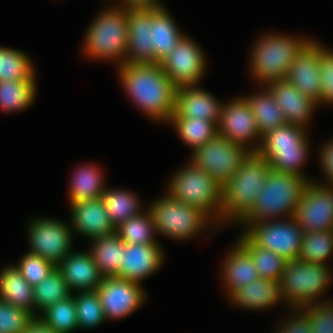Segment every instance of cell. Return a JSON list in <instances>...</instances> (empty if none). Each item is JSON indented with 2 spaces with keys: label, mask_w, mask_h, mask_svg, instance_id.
Segmentation results:
<instances>
[{
  "label": "cell",
  "mask_w": 333,
  "mask_h": 333,
  "mask_svg": "<svg viewBox=\"0 0 333 333\" xmlns=\"http://www.w3.org/2000/svg\"><path fill=\"white\" fill-rule=\"evenodd\" d=\"M123 89L150 119L169 122L175 111L176 87L158 64H129L117 67Z\"/></svg>",
  "instance_id": "obj_1"
},
{
  "label": "cell",
  "mask_w": 333,
  "mask_h": 333,
  "mask_svg": "<svg viewBox=\"0 0 333 333\" xmlns=\"http://www.w3.org/2000/svg\"><path fill=\"white\" fill-rule=\"evenodd\" d=\"M308 183L305 177L270 169L255 204L240 221L243 229L253 223L272 221L284 214L286 219L293 218Z\"/></svg>",
  "instance_id": "obj_2"
},
{
  "label": "cell",
  "mask_w": 333,
  "mask_h": 333,
  "mask_svg": "<svg viewBox=\"0 0 333 333\" xmlns=\"http://www.w3.org/2000/svg\"><path fill=\"white\" fill-rule=\"evenodd\" d=\"M271 167L257 152H250L222 188V222H240L252 209Z\"/></svg>",
  "instance_id": "obj_3"
},
{
  "label": "cell",
  "mask_w": 333,
  "mask_h": 333,
  "mask_svg": "<svg viewBox=\"0 0 333 333\" xmlns=\"http://www.w3.org/2000/svg\"><path fill=\"white\" fill-rule=\"evenodd\" d=\"M84 54L90 59L117 60L121 66L128 47L127 9L117 6L103 10L88 26Z\"/></svg>",
  "instance_id": "obj_4"
},
{
  "label": "cell",
  "mask_w": 333,
  "mask_h": 333,
  "mask_svg": "<svg viewBox=\"0 0 333 333\" xmlns=\"http://www.w3.org/2000/svg\"><path fill=\"white\" fill-rule=\"evenodd\" d=\"M309 40L281 33L264 35L250 53L252 76L263 86L285 80L296 54Z\"/></svg>",
  "instance_id": "obj_5"
},
{
  "label": "cell",
  "mask_w": 333,
  "mask_h": 333,
  "mask_svg": "<svg viewBox=\"0 0 333 333\" xmlns=\"http://www.w3.org/2000/svg\"><path fill=\"white\" fill-rule=\"evenodd\" d=\"M167 194L180 202L203 210L216 225L222 219V188L215 179L191 161L174 173Z\"/></svg>",
  "instance_id": "obj_6"
},
{
  "label": "cell",
  "mask_w": 333,
  "mask_h": 333,
  "mask_svg": "<svg viewBox=\"0 0 333 333\" xmlns=\"http://www.w3.org/2000/svg\"><path fill=\"white\" fill-rule=\"evenodd\" d=\"M307 130L291 124H284L262 135L257 153L269 163L271 169L307 178L302 173L309 151Z\"/></svg>",
  "instance_id": "obj_7"
},
{
  "label": "cell",
  "mask_w": 333,
  "mask_h": 333,
  "mask_svg": "<svg viewBox=\"0 0 333 333\" xmlns=\"http://www.w3.org/2000/svg\"><path fill=\"white\" fill-rule=\"evenodd\" d=\"M327 264H315L300 259L288 261L279 280L281 298L294 308H301L319 299L332 282Z\"/></svg>",
  "instance_id": "obj_8"
},
{
  "label": "cell",
  "mask_w": 333,
  "mask_h": 333,
  "mask_svg": "<svg viewBox=\"0 0 333 333\" xmlns=\"http://www.w3.org/2000/svg\"><path fill=\"white\" fill-rule=\"evenodd\" d=\"M148 210L153 216L156 234L174 240L190 239L211 224L217 226L203 210L186 205L167 193L150 204Z\"/></svg>",
  "instance_id": "obj_9"
},
{
  "label": "cell",
  "mask_w": 333,
  "mask_h": 333,
  "mask_svg": "<svg viewBox=\"0 0 333 333\" xmlns=\"http://www.w3.org/2000/svg\"><path fill=\"white\" fill-rule=\"evenodd\" d=\"M249 153L245 147L216 134L191 153V162L211 175L223 188Z\"/></svg>",
  "instance_id": "obj_10"
},
{
  "label": "cell",
  "mask_w": 333,
  "mask_h": 333,
  "mask_svg": "<svg viewBox=\"0 0 333 333\" xmlns=\"http://www.w3.org/2000/svg\"><path fill=\"white\" fill-rule=\"evenodd\" d=\"M245 234L259 247L273 251L287 261L298 259L303 239V230L295 218L262 221L250 224Z\"/></svg>",
  "instance_id": "obj_11"
},
{
  "label": "cell",
  "mask_w": 333,
  "mask_h": 333,
  "mask_svg": "<svg viewBox=\"0 0 333 333\" xmlns=\"http://www.w3.org/2000/svg\"><path fill=\"white\" fill-rule=\"evenodd\" d=\"M39 218L32 219L28 225L29 252L57 267L72 250V226L48 217Z\"/></svg>",
  "instance_id": "obj_12"
},
{
  "label": "cell",
  "mask_w": 333,
  "mask_h": 333,
  "mask_svg": "<svg viewBox=\"0 0 333 333\" xmlns=\"http://www.w3.org/2000/svg\"><path fill=\"white\" fill-rule=\"evenodd\" d=\"M294 218L304 233L333 230V185L309 181Z\"/></svg>",
  "instance_id": "obj_13"
},
{
  "label": "cell",
  "mask_w": 333,
  "mask_h": 333,
  "mask_svg": "<svg viewBox=\"0 0 333 333\" xmlns=\"http://www.w3.org/2000/svg\"><path fill=\"white\" fill-rule=\"evenodd\" d=\"M205 58L198 44L183 35L160 65L176 88L197 86L205 74Z\"/></svg>",
  "instance_id": "obj_14"
},
{
  "label": "cell",
  "mask_w": 333,
  "mask_h": 333,
  "mask_svg": "<svg viewBox=\"0 0 333 333\" xmlns=\"http://www.w3.org/2000/svg\"><path fill=\"white\" fill-rule=\"evenodd\" d=\"M218 134L245 147L250 152H257L260 144L255 142L258 140V143H261L262 135L258 130L252 108L245 97H238L223 104ZM253 141L256 145H252Z\"/></svg>",
  "instance_id": "obj_15"
},
{
  "label": "cell",
  "mask_w": 333,
  "mask_h": 333,
  "mask_svg": "<svg viewBox=\"0 0 333 333\" xmlns=\"http://www.w3.org/2000/svg\"><path fill=\"white\" fill-rule=\"evenodd\" d=\"M105 319H122L139 309L146 300L141 283L118 277H103L96 289Z\"/></svg>",
  "instance_id": "obj_16"
},
{
  "label": "cell",
  "mask_w": 333,
  "mask_h": 333,
  "mask_svg": "<svg viewBox=\"0 0 333 333\" xmlns=\"http://www.w3.org/2000/svg\"><path fill=\"white\" fill-rule=\"evenodd\" d=\"M157 9H127L128 47L125 63L156 64L152 14Z\"/></svg>",
  "instance_id": "obj_17"
},
{
  "label": "cell",
  "mask_w": 333,
  "mask_h": 333,
  "mask_svg": "<svg viewBox=\"0 0 333 333\" xmlns=\"http://www.w3.org/2000/svg\"><path fill=\"white\" fill-rule=\"evenodd\" d=\"M319 43L309 40L296 54L286 77L304 96L317 104L320 100L321 75Z\"/></svg>",
  "instance_id": "obj_18"
},
{
  "label": "cell",
  "mask_w": 333,
  "mask_h": 333,
  "mask_svg": "<svg viewBox=\"0 0 333 333\" xmlns=\"http://www.w3.org/2000/svg\"><path fill=\"white\" fill-rule=\"evenodd\" d=\"M71 229L92 240L115 233L108 212L101 197L70 204Z\"/></svg>",
  "instance_id": "obj_19"
},
{
  "label": "cell",
  "mask_w": 333,
  "mask_h": 333,
  "mask_svg": "<svg viewBox=\"0 0 333 333\" xmlns=\"http://www.w3.org/2000/svg\"><path fill=\"white\" fill-rule=\"evenodd\" d=\"M163 258L160 244H125L121 268L116 277L141 283L160 270Z\"/></svg>",
  "instance_id": "obj_20"
},
{
  "label": "cell",
  "mask_w": 333,
  "mask_h": 333,
  "mask_svg": "<svg viewBox=\"0 0 333 333\" xmlns=\"http://www.w3.org/2000/svg\"><path fill=\"white\" fill-rule=\"evenodd\" d=\"M199 86H182L176 89L175 111L172 117L201 118L220 121L223 104Z\"/></svg>",
  "instance_id": "obj_21"
},
{
  "label": "cell",
  "mask_w": 333,
  "mask_h": 333,
  "mask_svg": "<svg viewBox=\"0 0 333 333\" xmlns=\"http://www.w3.org/2000/svg\"><path fill=\"white\" fill-rule=\"evenodd\" d=\"M275 101L282 109L287 124L306 129L317 103L304 96L294 85L286 79L271 82L267 85Z\"/></svg>",
  "instance_id": "obj_22"
},
{
  "label": "cell",
  "mask_w": 333,
  "mask_h": 333,
  "mask_svg": "<svg viewBox=\"0 0 333 333\" xmlns=\"http://www.w3.org/2000/svg\"><path fill=\"white\" fill-rule=\"evenodd\" d=\"M57 268L62 272L70 291L96 290L102 283L101 275L90 251L68 253Z\"/></svg>",
  "instance_id": "obj_23"
},
{
  "label": "cell",
  "mask_w": 333,
  "mask_h": 333,
  "mask_svg": "<svg viewBox=\"0 0 333 333\" xmlns=\"http://www.w3.org/2000/svg\"><path fill=\"white\" fill-rule=\"evenodd\" d=\"M222 269V280L229 297L233 292L259 279L251 255L236 241L226 256Z\"/></svg>",
  "instance_id": "obj_24"
},
{
  "label": "cell",
  "mask_w": 333,
  "mask_h": 333,
  "mask_svg": "<svg viewBox=\"0 0 333 333\" xmlns=\"http://www.w3.org/2000/svg\"><path fill=\"white\" fill-rule=\"evenodd\" d=\"M232 304L251 310L270 308L282 302L279 281L259 278L233 292L229 298Z\"/></svg>",
  "instance_id": "obj_25"
},
{
  "label": "cell",
  "mask_w": 333,
  "mask_h": 333,
  "mask_svg": "<svg viewBox=\"0 0 333 333\" xmlns=\"http://www.w3.org/2000/svg\"><path fill=\"white\" fill-rule=\"evenodd\" d=\"M0 300L24 309L35 317L33 287L14 265L0 271Z\"/></svg>",
  "instance_id": "obj_26"
},
{
  "label": "cell",
  "mask_w": 333,
  "mask_h": 333,
  "mask_svg": "<svg viewBox=\"0 0 333 333\" xmlns=\"http://www.w3.org/2000/svg\"><path fill=\"white\" fill-rule=\"evenodd\" d=\"M89 249L95 264L103 277H115L121 268L125 243L116 233L91 240Z\"/></svg>",
  "instance_id": "obj_27"
},
{
  "label": "cell",
  "mask_w": 333,
  "mask_h": 333,
  "mask_svg": "<svg viewBox=\"0 0 333 333\" xmlns=\"http://www.w3.org/2000/svg\"><path fill=\"white\" fill-rule=\"evenodd\" d=\"M153 48L156 64L160 63L182 38L181 30L166 7L157 9L152 14Z\"/></svg>",
  "instance_id": "obj_28"
},
{
  "label": "cell",
  "mask_w": 333,
  "mask_h": 333,
  "mask_svg": "<svg viewBox=\"0 0 333 333\" xmlns=\"http://www.w3.org/2000/svg\"><path fill=\"white\" fill-rule=\"evenodd\" d=\"M245 98L252 108L261 135L286 124L283 111L267 86H264L262 92L259 91L256 95L245 96Z\"/></svg>",
  "instance_id": "obj_29"
},
{
  "label": "cell",
  "mask_w": 333,
  "mask_h": 333,
  "mask_svg": "<svg viewBox=\"0 0 333 333\" xmlns=\"http://www.w3.org/2000/svg\"><path fill=\"white\" fill-rule=\"evenodd\" d=\"M99 167L86 164L74 171L68 192L70 204L79 201L96 199L106 190Z\"/></svg>",
  "instance_id": "obj_30"
},
{
  "label": "cell",
  "mask_w": 333,
  "mask_h": 333,
  "mask_svg": "<svg viewBox=\"0 0 333 333\" xmlns=\"http://www.w3.org/2000/svg\"><path fill=\"white\" fill-rule=\"evenodd\" d=\"M237 242L251 255L260 278L280 280L288 262L284 257L259 247L244 232Z\"/></svg>",
  "instance_id": "obj_31"
},
{
  "label": "cell",
  "mask_w": 333,
  "mask_h": 333,
  "mask_svg": "<svg viewBox=\"0 0 333 333\" xmlns=\"http://www.w3.org/2000/svg\"><path fill=\"white\" fill-rule=\"evenodd\" d=\"M36 82V79L0 81V109L15 112L29 108L36 96Z\"/></svg>",
  "instance_id": "obj_32"
},
{
  "label": "cell",
  "mask_w": 333,
  "mask_h": 333,
  "mask_svg": "<svg viewBox=\"0 0 333 333\" xmlns=\"http://www.w3.org/2000/svg\"><path fill=\"white\" fill-rule=\"evenodd\" d=\"M101 198L115 228L143 212L140 209L138 197L130 191L106 188Z\"/></svg>",
  "instance_id": "obj_33"
},
{
  "label": "cell",
  "mask_w": 333,
  "mask_h": 333,
  "mask_svg": "<svg viewBox=\"0 0 333 333\" xmlns=\"http://www.w3.org/2000/svg\"><path fill=\"white\" fill-rule=\"evenodd\" d=\"M168 123L175 127L179 137L193 151L218 134V126L213 121L201 118L171 117Z\"/></svg>",
  "instance_id": "obj_34"
},
{
  "label": "cell",
  "mask_w": 333,
  "mask_h": 333,
  "mask_svg": "<svg viewBox=\"0 0 333 333\" xmlns=\"http://www.w3.org/2000/svg\"><path fill=\"white\" fill-rule=\"evenodd\" d=\"M35 317L54 303L66 299L73 293L70 291L62 272L56 267L42 282L33 287Z\"/></svg>",
  "instance_id": "obj_35"
},
{
  "label": "cell",
  "mask_w": 333,
  "mask_h": 333,
  "mask_svg": "<svg viewBox=\"0 0 333 333\" xmlns=\"http://www.w3.org/2000/svg\"><path fill=\"white\" fill-rule=\"evenodd\" d=\"M115 233L125 244H159L154 238L155 224L149 210L121 223Z\"/></svg>",
  "instance_id": "obj_36"
},
{
  "label": "cell",
  "mask_w": 333,
  "mask_h": 333,
  "mask_svg": "<svg viewBox=\"0 0 333 333\" xmlns=\"http://www.w3.org/2000/svg\"><path fill=\"white\" fill-rule=\"evenodd\" d=\"M35 69L23 51L0 47V81L35 80Z\"/></svg>",
  "instance_id": "obj_37"
},
{
  "label": "cell",
  "mask_w": 333,
  "mask_h": 333,
  "mask_svg": "<svg viewBox=\"0 0 333 333\" xmlns=\"http://www.w3.org/2000/svg\"><path fill=\"white\" fill-rule=\"evenodd\" d=\"M333 255V230L311 231L303 234L298 259L315 264H326Z\"/></svg>",
  "instance_id": "obj_38"
},
{
  "label": "cell",
  "mask_w": 333,
  "mask_h": 333,
  "mask_svg": "<svg viewBox=\"0 0 333 333\" xmlns=\"http://www.w3.org/2000/svg\"><path fill=\"white\" fill-rule=\"evenodd\" d=\"M76 303L73 294L42 312L39 317L56 333H71L78 329Z\"/></svg>",
  "instance_id": "obj_39"
},
{
  "label": "cell",
  "mask_w": 333,
  "mask_h": 333,
  "mask_svg": "<svg viewBox=\"0 0 333 333\" xmlns=\"http://www.w3.org/2000/svg\"><path fill=\"white\" fill-rule=\"evenodd\" d=\"M78 328L92 329L106 321L96 290L78 291L74 295Z\"/></svg>",
  "instance_id": "obj_40"
},
{
  "label": "cell",
  "mask_w": 333,
  "mask_h": 333,
  "mask_svg": "<svg viewBox=\"0 0 333 333\" xmlns=\"http://www.w3.org/2000/svg\"><path fill=\"white\" fill-rule=\"evenodd\" d=\"M20 260L18 265L14 266L32 287L42 282L56 268L54 264L43 257L30 252L26 253Z\"/></svg>",
  "instance_id": "obj_41"
},
{
  "label": "cell",
  "mask_w": 333,
  "mask_h": 333,
  "mask_svg": "<svg viewBox=\"0 0 333 333\" xmlns=\"http://www.w3.org/2000/svg\"><path fill=\"white\" fill-rule=\"evenodd\" d=\"M32 318L28 311L0 300V333H23Z\"/></svg>",
  "instance_id": "obj_42"
},
{
  "label": "cell",
  "mask_w": 333,
  "mask_h": 333,
  "mask_svg": "<svg viewBox=\"0 0 333 333\" xmlns=\"http://www.w3.org/2000/svg\"><path fill=\"white\" fill-rule=\"evenodd\" d=\"M333 300H321L303 306L308 313L312 333H333Z\"/></svg>",
  "instance_id": "obj_43"
},
{
  "label": "cell",
  "mask_w": 333,
  "mask_h": 333,
  "mask_svg": "<svg viewBox=\"0 0 333 333\" xmlns=\"http://www.w3.org/2000/svg\"><path fill=\"white\" fill-rule=\"evenodd\" d=\"M319 61L321 75L320 104H333V51L319 43Z\"/></svg>",
  "instance_id": "obj_44"
},
{
  "label": "cell",
  "mask_w": 333,
  "mask_h": 333,
  "mask_svg": "<svg viewBox=\"0 0 333 333\" xmlns=\"http://www.w3.org/2000/svg\"><path fill=\"white\" fill-rule=\"evenodd\" d=\"M298 312L293 318H288L283 323H280L275 333H312L311 323L308 319V313L301 307L295 308Z\"/></svg>",
  "instance_id": "obj_45"
},
{
  "label": "cell",
  "mask_w": 333,
  "mask_h": 333,
  "mask_svg": "<svg viewBox=\"0 0 333 333\" xmlns=\"http://www.w3.org/2000/svg\"><path fill=\"white\" fill-rule=\"evenodd\" d=\"M320 151V166L326 178V182L322 184L333 185V140L323 145Z\"/></svg>",
  "instance_id": "obj_46"
},
{
  "label": "cell",
  "mask_w": 333,
  "mask_h": 333,
  "mask_svg": "<svg viewBox=\"0 0 333 333\" xmlns=\"http://www.w3.org/2000/svg\"><path fill=\"white\" fill-rule=\"evenodd\" d=\"M120 5H115L122 9L142 8V9H159L163 6L158 0H120Z\"/></svg>",
  "instance_id": "obj_47"
},
{
  "label": "cell",
  "mask_w": 333,
  "mask_h": 333,
  "mask_svg": "<svg viewBox=\"0 0 333 333\" xmlns=\"http://www.w3.org/2000/svg\"><path fill=\"white\" fill-rule=\"evenodd\" d=\"M23 333H56L39 316L33 317Z\"/></svg>",
  "instance_id": "obj_48"
}]
</instances>
